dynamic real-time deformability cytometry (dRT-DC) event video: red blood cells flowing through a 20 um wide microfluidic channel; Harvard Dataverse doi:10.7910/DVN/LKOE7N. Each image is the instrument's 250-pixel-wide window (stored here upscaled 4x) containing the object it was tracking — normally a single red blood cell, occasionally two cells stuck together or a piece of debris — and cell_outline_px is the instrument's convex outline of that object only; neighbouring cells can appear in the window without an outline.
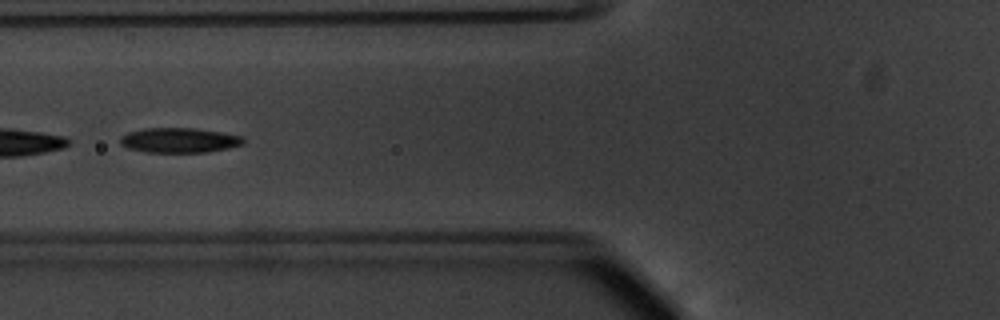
{"species": "common noctule bat (a hibernating species)", "species_latin": "Nyctalus noctula", "temperature_condition": "warm", "stored_images_in_passage": 30, "camera_frame_rate_fps": 3000, "um_per_image_px": 0.085, "animal": {"sex": "male", "body_mass_g": 20.1, "forearm_length_mm": 53.5}, "frame": {"image": 1, "passage_image": 22, "time_ms": 7.0, "image_size_px": [1000, 320], "cell_outline_px": [[244, 144], [228, 148], [208, 152], [144, 152], [128, 148], [120, 144], [120, 136], [128, 132], [144, 128], [196, 128], [220, 132], [240, 136], [244, 140]], "centroid_in_image_um": [15.2, 11.92], "position_along_channel_um": 110.6, "area_um2": 17.86}}